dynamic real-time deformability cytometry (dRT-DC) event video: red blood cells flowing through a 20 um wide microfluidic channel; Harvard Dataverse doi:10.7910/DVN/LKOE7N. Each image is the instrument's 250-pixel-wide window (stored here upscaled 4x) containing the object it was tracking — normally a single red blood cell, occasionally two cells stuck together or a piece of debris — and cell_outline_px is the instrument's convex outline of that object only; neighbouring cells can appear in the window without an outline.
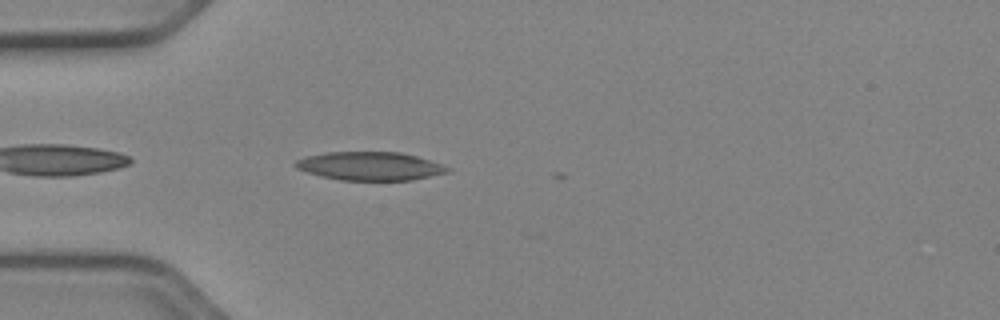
{"species": "Egyptian fruit bat (a non-hibernating species)", "species_latin": "Rousettus aegyptiacus", "temperature_condition": "cold", "stored_images_in_passage": 6, "camera_frame_rate_fps": 3000, "um_per_image_px": 0.085, "animal": {"sex": "female"}, "frame": {"image": 1, "passage_image": 2, "time_ms": 0.333, "image_size_px": [1000, 320], "cell_outline_px": [[452, 168], [448, 172], [412, 180], [340, 180], [320, 176], [296, 168], [292, 164], [296, 160], [308, 156], [328, 152], [400, 152], [416, 156]], "centroid_in_image_um": [31.43, 14.12], "position_along_channel_um": 53.6, "area_um2": 25.03}}
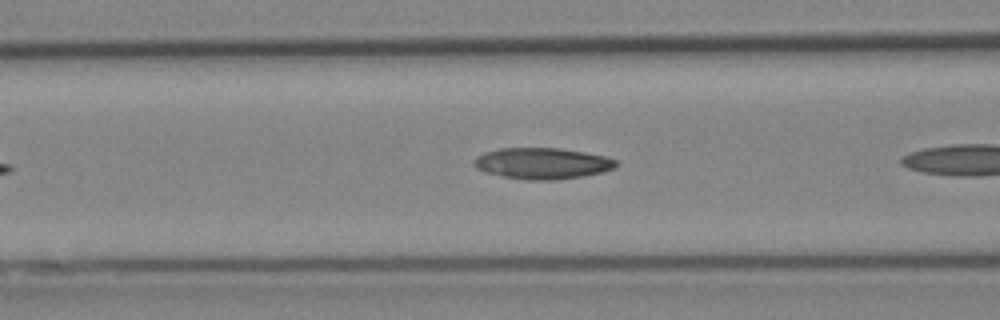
{"frame": {"image": 2, "passage_image": 5, "time_ms": 1.333, "image_size_px": [1000, 320], "cell_outline_px": [[616, 168], [584, 176], [556, 180], [528, 180], [504, 176], [484, 172], [476, 168], [472, 164], [472, 160], [476, 156], [484, 152], [500, 148], [560, 148], [584, 152], [604, 156], [616, 160]], "centroid_in_image_um": [46.05, 13.88], "position_along_channel_um": 120.5, "area_um2": 25.89}}